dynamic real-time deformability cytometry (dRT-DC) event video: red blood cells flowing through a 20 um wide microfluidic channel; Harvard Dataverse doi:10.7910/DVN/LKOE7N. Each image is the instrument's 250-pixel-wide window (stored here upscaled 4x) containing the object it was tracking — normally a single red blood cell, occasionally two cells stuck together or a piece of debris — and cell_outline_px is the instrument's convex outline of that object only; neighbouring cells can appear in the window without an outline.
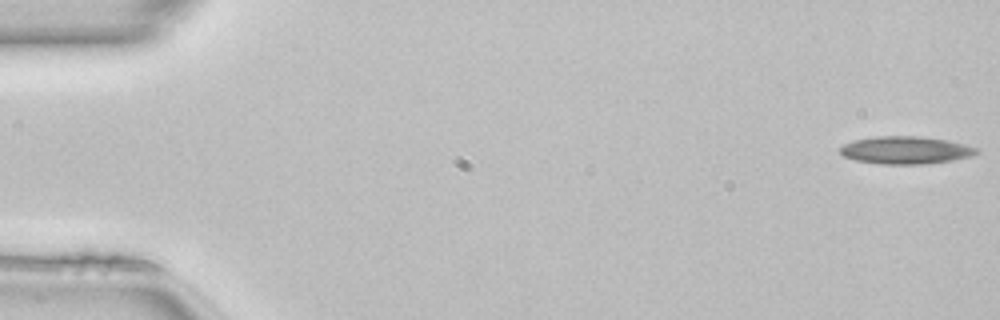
{"species": "common noctule bat (a hibernating species)", "species_latin": "Nyctalus noctula", "temperature_condition": "room temperature", "stored_images_in_passage": 9, "camera_frame_rate_fps": 3000, "um_per_image_px": 0.085, "animal": {"sex": "female", "body_mass_g": 22.7, "forearm_length_mm": 54.2}, "frame": {"image": 1, "passage_image": 1, "time_ms": 0.0, "image_size_px": [1000, 320], "cell_outline_px": [[980, 152], [972, 156], [952, 160], [928, 164], [880, 164], [856, 160], [844, 156], [840, 152], [840, 148], [844, 144], [852, 140], [876, 136], [920, 136], [948, 140], [964, 144], [976, 148]], "centroid_in_image_um": [76.99, 12.76], "position_along_channel_um": 8.0, "area_um2": 22.02}}